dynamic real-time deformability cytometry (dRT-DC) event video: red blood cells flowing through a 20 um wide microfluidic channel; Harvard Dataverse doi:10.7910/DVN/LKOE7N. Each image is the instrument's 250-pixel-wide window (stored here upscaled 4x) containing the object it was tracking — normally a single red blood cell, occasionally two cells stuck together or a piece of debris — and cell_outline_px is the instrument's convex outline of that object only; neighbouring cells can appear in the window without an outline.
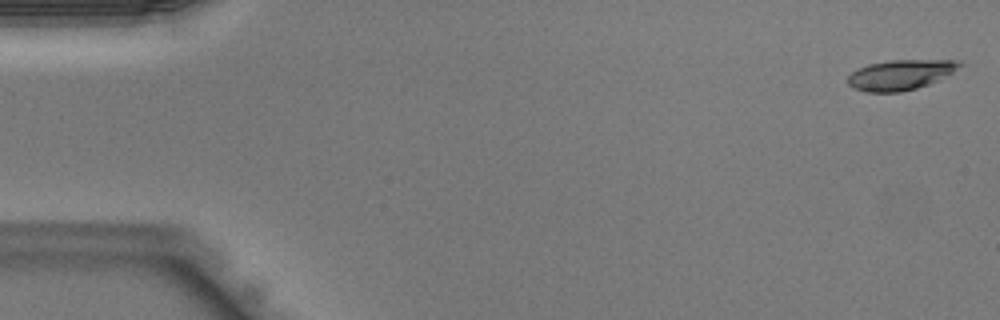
{"species": "Egyptian fruit bat (a non-hibernating species)", "species_latin": "Rousettus aegyptiacus", "temperature_condition": "warm", "stored_images_in_passage": 42, "camera_frame_rate_fps": 3000, "um_per_image_px": 0.085, "animal": {"sex": "male"}, "frame": {"image": 1, "passage_image": 1, "time_ms": 0.0, "image_size_px": [1000, 320], "cell_outline_px": [[964, 64], [952, 72], [928, 84], [916, 88], [900, 92], [864, 92], [852, 88], [848, 84], [848, 76], [852, 72], [868, 64], [892, 60], [956, 60]], "centroid_in_image_um": [76.5, 6.36], "position_along_channel_um": 8.5, "area_um2": 19.42}}
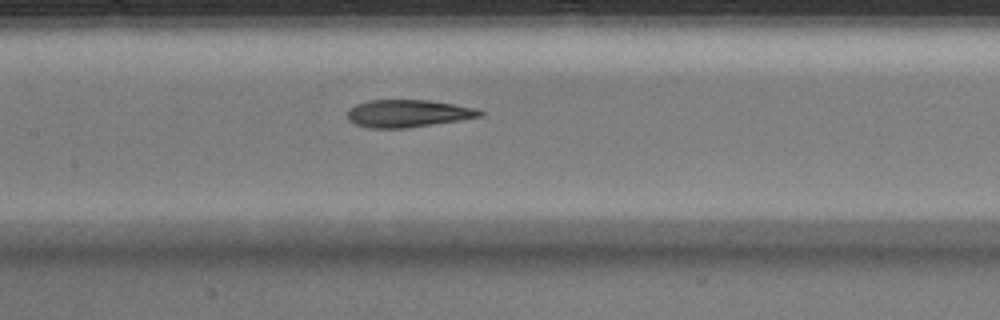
{"frame": {"image": 2, "passage_image": 20, "time_ms": 6.333, "image_size_px": [1000, 320], "cell_outline_px": [[484, 116], [460, 120], [408, 128], [368, 128], [356, 124], [348, 120], [348, 108], [356, 104], [368, 100], [428, 100], [476, 108], [484, 112]], "centroid_in_image_um": [34.67, 9.64], "position_along_channel_um": 172.7, "area_um2": 21.27}}
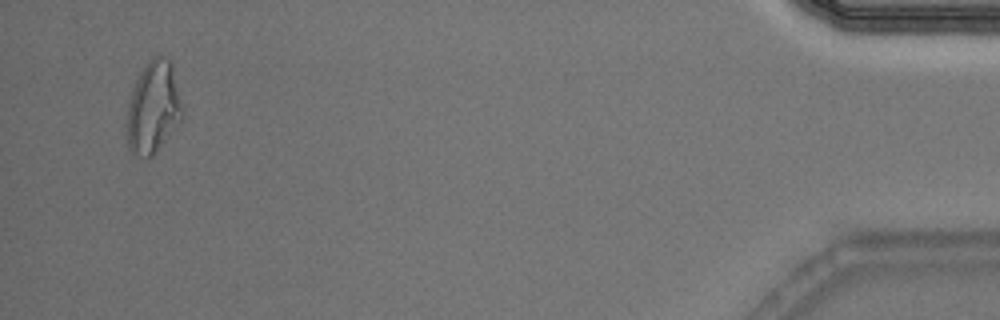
{"frame": {"image": 3, "passage_image": 41, "time_ms": 13.333, "image_size_px": [1000, 320], "cell_outline_px": [[184, 120], [152, 156], [148, 156], [132, 152], [128, 148], [128, 100], [132, 88], [140, 72], [148, 60], [152, 56], [160, 56], [172, 60], [184, 108]], "centroid_in_image_um": [13.1, 9.08], "position_along_channel_um": 422.1, "area_um2": 30.17}}